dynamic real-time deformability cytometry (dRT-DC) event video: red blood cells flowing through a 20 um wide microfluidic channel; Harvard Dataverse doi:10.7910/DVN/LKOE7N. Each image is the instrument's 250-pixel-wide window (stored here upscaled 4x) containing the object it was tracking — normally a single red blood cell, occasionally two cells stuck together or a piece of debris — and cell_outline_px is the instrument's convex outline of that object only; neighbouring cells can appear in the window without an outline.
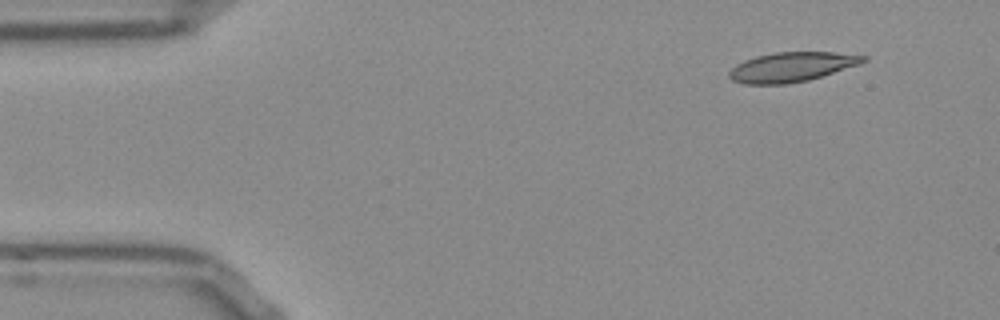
{"species": "Egyptian fruit bat (a non-hibernating species)", "species_latin": "Rousettus aegyptiacus", "temperature_condition": "room temperature", "stored_images_in_passage": 48, "camera_frame_rate_fps": 3000, "um_per_image_px": 0.085, "frame": {"image": 1, "passage_image": 1, "time_ms": 0.0, "image_size_px": [1000, 320], "cell_outline_px": [[868, 60], [860, 64], [808, 80], [784, 84], [744, 84], [732, 80], [728, 76], [728, 72], [736, 64], [744, 60], [756, 56], [772, 52], [832, 52], [868, 56]], "centroid_in_image_um": [67.27, 5.68], "position_along_channel_um": 17.7, "area_um2": 23.12}}
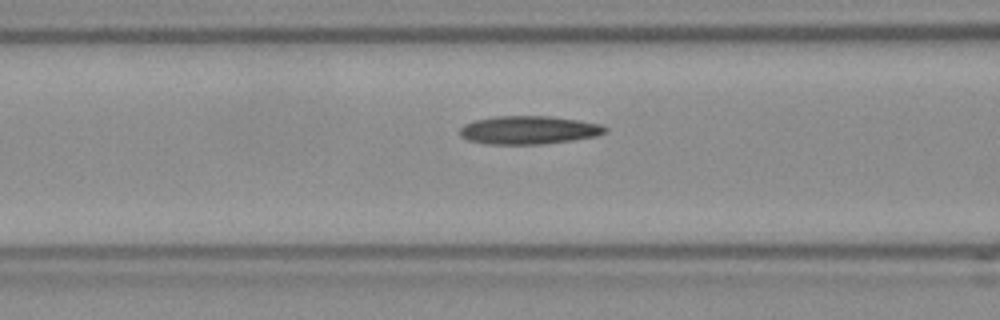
{"frame": {"image": 2, "passage_image": 16, "time_ms": 5.0, "image_size_px": [1000, 320], "cell_outline_px": [[608, 132], [596, 136], [572, 140], [540, 144], [488, 144], [468, 140], [460, 136], [460, 128], [464, 124], [472, 120], [492, 116], [552, 116], [600, 124], [608, 128]], "centroid_in_image_um": [44.92, 11.04], "position_along_channel_um": 121.7, "area_um2": 24.04}}
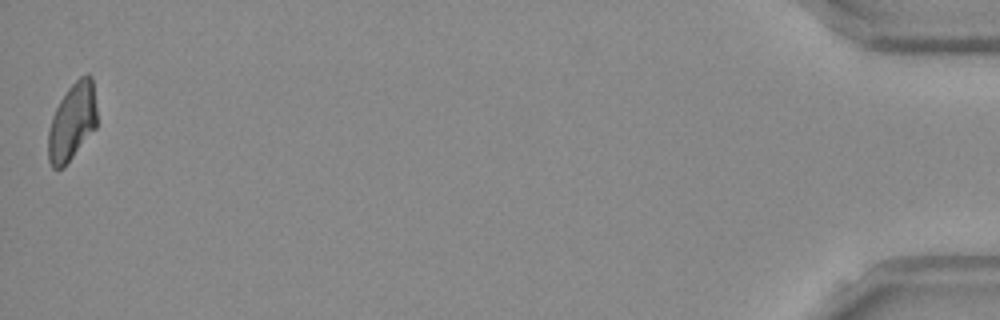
{"frame": {"image": 3, "passage_image": 48, "time_ms": 15.667, "image_size_px": [1000, 320], "cell_outline_px": [[96, 128], [64, 168], [52, 168], [48, 160], [48, 132], [52, 116], [60, 100], [68, 88], [80, 76], [88, 72], [92, 76], [96, 108]], "centroid_in_image_um": [6.13, 10.36], "position_along_channel_um": 429.1, "area_um2": 22.08}, "authors_computed_cell_mechanics": {"area_um2": 23.12, "velocity_mm_per_s": 3.8226, "shape_relaxation_time_tau1_ms": null, "shape_relaxation_time_tau2_ms": 8.5305, "deformation_change_tau1": null, "deformation_change_tau2": 0.1754}}